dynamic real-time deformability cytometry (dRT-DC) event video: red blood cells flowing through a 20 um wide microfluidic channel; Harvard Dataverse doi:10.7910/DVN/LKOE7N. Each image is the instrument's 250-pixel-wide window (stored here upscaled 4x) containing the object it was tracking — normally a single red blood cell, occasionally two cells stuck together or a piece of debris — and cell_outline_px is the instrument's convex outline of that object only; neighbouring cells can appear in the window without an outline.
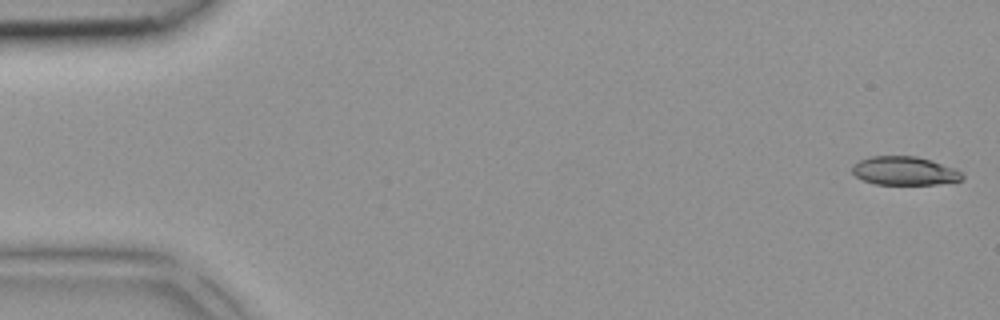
{"species": "common noctule bat (a hibernating species)", "species_latin": "Nyctalus noctula", "temperature_condition": "room temperature", "stored_images_in_passage": 43, "camera_frame_rate_fps": 3000, "um_per_image_px": 0.085, "animal": {"sex": "female", "body_mass_g": 18.4}, "frame": {"image": 1, "passage_image": 1, "time_ms": 0.0, "image_size_px": [1000, 320], "cell_outline_px": [[964, 180], [936, 184], [876, 184], [864, 180], [856, 176], [852, 172], [852, 164], [860, 160], [872, 156], [916, 156], [932, 160], [956, 168], [964, 176]], "centroid_in_image_um": [76.91, 14.51], "position_along_channel_um": 8.1, "area_um2": 18.38}}
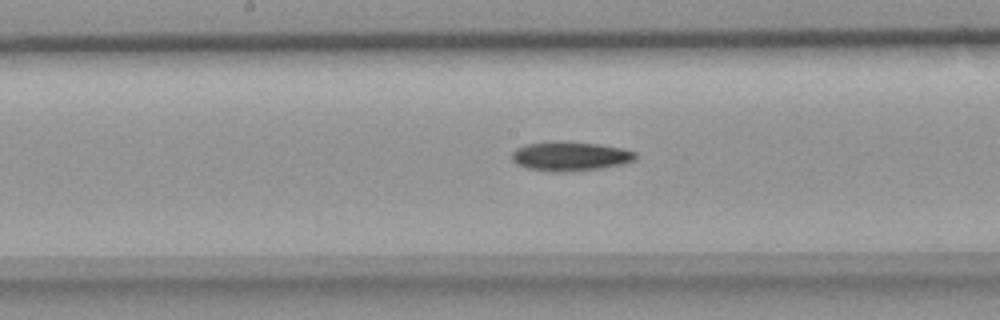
{"frame": {"image": 2, "passage_image": 22, "time_ms": 7.0, "image_size_px": [1000, 320], "cell_outline_px": [[636, 160], [624, 164], [600, 168], [568, 172], [556, 172], [528, 168], [516, 164], [512, 160], [512, 152], [516, 148], [524, 144], [564, 140], [600, 144], [620, 148], [636, 152]], "centroid_in_image_um": [48.46, 13.27], "position_along_channel_um": 199.7, "area_um2": 21.33}}
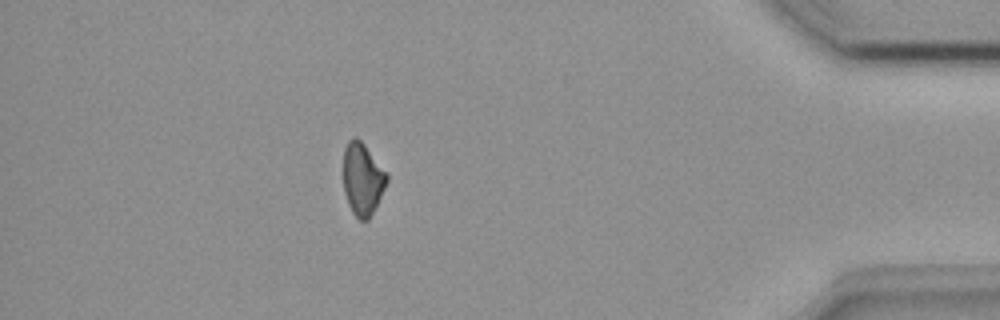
{"frame": {"image": 3, "passage_image": 38, "time_ms": 12.333, "image_size_px": [1000, 320], "cell_outline_px": [[388, 180], [368, 220], [360, 220], [352, 212], [348, 204], [344, 192], [344, 148], [348, 140], [352, 136], [356, 136], [364, 144], [388, 172]], "centroid_in_image_um": [30.81, 15.17], "position_along_channel_um": 404.4, "area_um2": 18.26}}